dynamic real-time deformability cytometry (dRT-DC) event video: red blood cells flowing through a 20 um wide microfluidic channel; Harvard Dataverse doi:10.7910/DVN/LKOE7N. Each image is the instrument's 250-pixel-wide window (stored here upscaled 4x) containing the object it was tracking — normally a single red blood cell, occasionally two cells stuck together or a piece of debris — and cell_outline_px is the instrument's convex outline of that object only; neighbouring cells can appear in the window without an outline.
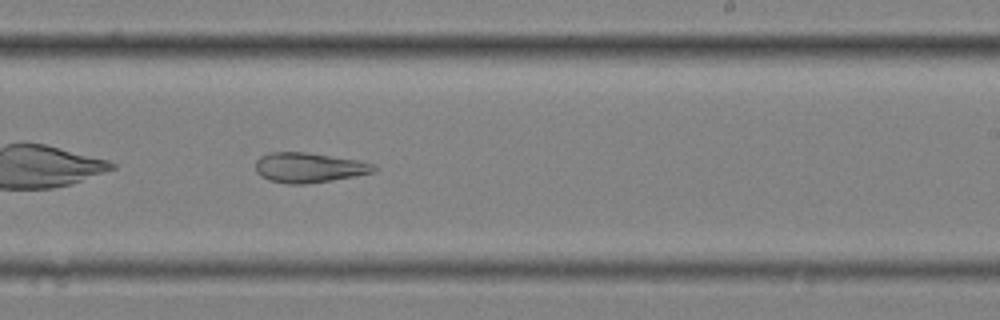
{"species": "common noctule bat (a hibernating species)", "species_latin": "Nyctalus noctula", "temperature_condition": "cold", "stored_images_in_passage": 40, "camera_frame_rate_fps": 3000, "um_per_image_px": 0.085, "animal": {"sex": "female", "body_mass_g": 25.1}, "frame": {"image": 1, "passage_image": 18, "time_ms": 5.667, "image_size_px": [1000, 320], "cell_outline_px": [[376, 168], [372, 172], [332, 180], [304, 184], [288, 184], [268, 180], [260, 176], [256, 172], [256, 160], [260, 156], [268, 152], [308, 152], [356, 160], [372, 164]], "centroid_in_image_um": [26.17, 14.24], "position_along_channel_um": 262.8, "area_um2": 20.46}}
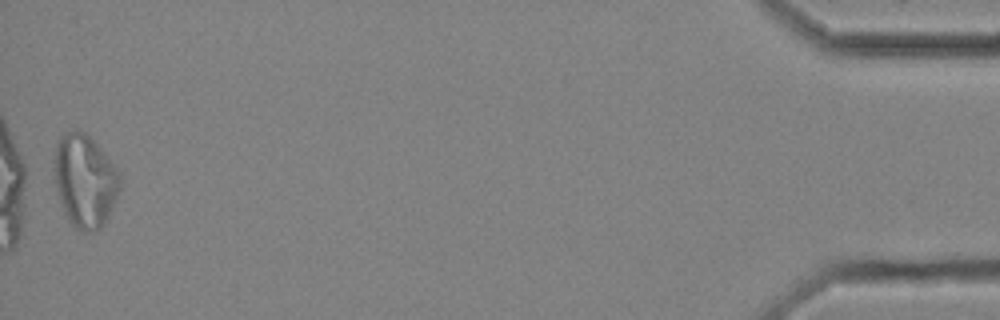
{"frame": {"image": 2, "passage_image": 40, "time_ms": 13.0, "image_size_px": [1000, 320], "cell_outline_px": [[120, 188], [108, 216], [104, 224], [100, 228], [92, 232], [84, 232], [72, 228], [60, 204], [56, 188], [56, 144], [60, 136], [64, 132], [76, 128], [84, 132], [100, 148], [116, 168], [120, 176]], "centroid_in_image_um": [7.21, 15.4], "position_along_channel_um": 428.0, "area_um2": 35.32}, "authors_computed_cell_mechanics": {"area_um2": 24.2182, "velocity_mm_per_s": 3.4752, "shape_relaxation_time_tau1_ms": null, "shape_relaxation_time_tau2_ms": 3.3064, "deformation_change_tau1": null, "deformation_change_tau2": 0.117}}